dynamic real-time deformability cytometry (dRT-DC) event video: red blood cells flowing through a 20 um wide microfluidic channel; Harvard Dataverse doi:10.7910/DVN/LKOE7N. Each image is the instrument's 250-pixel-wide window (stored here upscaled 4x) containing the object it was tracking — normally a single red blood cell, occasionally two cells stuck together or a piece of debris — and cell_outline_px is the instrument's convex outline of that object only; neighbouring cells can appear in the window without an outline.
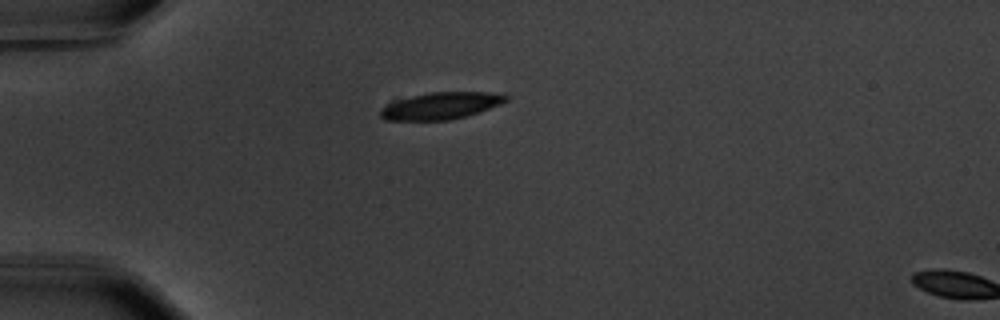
{"species": "common noctule bat (a hibernating species)", "species_latin": "Nyctalus noctula", "temperature_condition": "warm", "stored_images_in_passage": 3, "camera_frame_rate_fps": 3000, "um_per_image_px": 0.085, "animal": {"sex": "male", "body_mass_g": 20.1, "forearm_length_mm": 53.5}, "frame": {"image": 1, "passage_image": 1, "time_ms": 0.0, "image_size_px": [1000, 320], "cell_outline_px": [[508, 100], [500, 104], [480, 112], [448, 120], [384, 120], [380, 116], [380, 108], [384, 104], [412, 96], [428, 92], [504, 92], [508, 96]], "centroid_in_image_um": [37.49, 8.98], "position_along_channel_um": 47.5, "area_um2": 19.83}}